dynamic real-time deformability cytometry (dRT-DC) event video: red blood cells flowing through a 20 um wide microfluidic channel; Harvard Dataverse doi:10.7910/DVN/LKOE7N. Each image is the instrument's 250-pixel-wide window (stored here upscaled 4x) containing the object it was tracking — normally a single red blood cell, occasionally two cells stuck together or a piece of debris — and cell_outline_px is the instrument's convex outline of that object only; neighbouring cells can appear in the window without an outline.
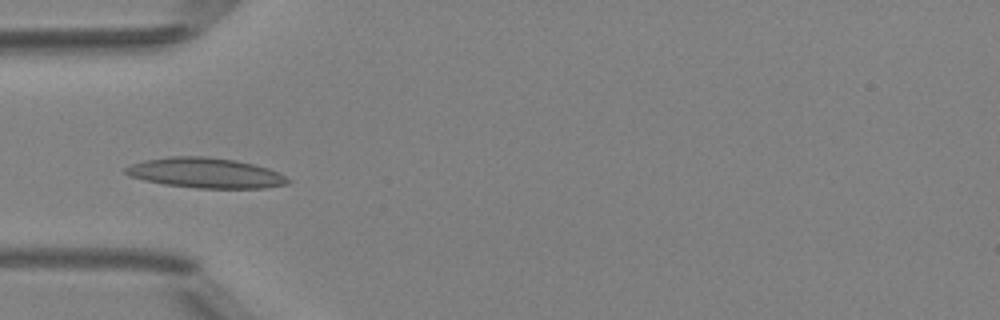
{"species": "Egyptian fruit bat (a non-hibernating species)", "species_latin": "Rousettus aegyptiacus", "temperature_condition": "room temperature", "stored_images_in_passage": 7, "camera_frame_rate_fps": 3000, "um_per_image_px": 0.085, "animal": {"sex": "female"}, "frame": {"image": 1, "passage_image": 6, "time_ms": 6.0, "image_size_px": [1000, 320], "cell_outline_px": [[292, 180], [288, 184], [264, 188], [196, 188], [164, 184], [144, 180], [128, 176], [124, 172], [124, 168], [132, 164], [144, 160], [168, 156], [204, 156], [236, 160], [268, 168]], "centroid_in_image_um": [17.44, 14.7], "position_along_channel_um": 67.6, "area_um2": 28.55}}
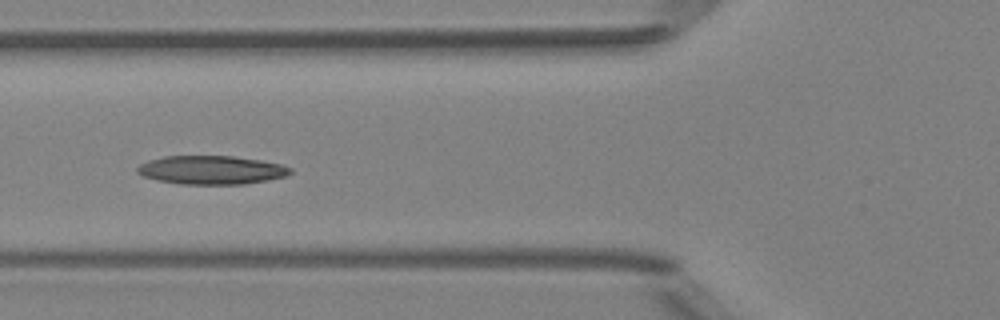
{"frame": {"image": 2, "passage_image": 7, "time_ms": 7.0, "image_size_px": [1000, 320], "cell_outline_px": [[292, 172], [288, 176], [268, 180], [244, 184], [180, 184], [160, 180], [144, 176], [136, 172], [136, 168], [140, 164], [148, 160], [164, 156], [236, 156], [260, 160], [280, 164], [292, 168]], "centroid_in_image_um": [17.99, 14.44], "position_along_channel_um": 107.8, "area_um2": 25.55}}